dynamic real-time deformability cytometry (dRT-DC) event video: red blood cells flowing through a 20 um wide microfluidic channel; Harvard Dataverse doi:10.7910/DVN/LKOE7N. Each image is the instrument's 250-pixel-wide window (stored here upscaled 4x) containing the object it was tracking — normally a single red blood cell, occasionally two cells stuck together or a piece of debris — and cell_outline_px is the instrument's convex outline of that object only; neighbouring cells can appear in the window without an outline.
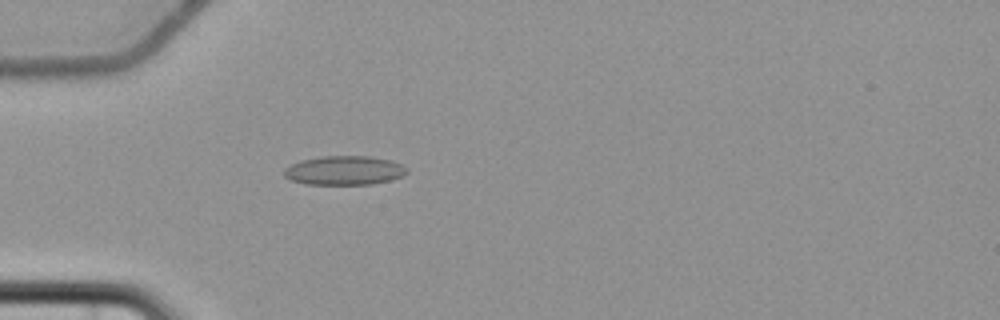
{"species": "common noctule bat (a hibernating species)", "species_latin": "Nyctalus noctula", "temperature_condition": "cold", "stored_images_in_passage": 1, "camera_frame_rate_fps": 3000, "um_per_image_px": 0.085, "animal": {"sex": "female", "body_mass_g": 22.7, "forearm_length_mm": 54.2}, "frame": {"image": 1, "passage_image": 1, "time_ms": 0.0, "image_size_px": [1000, 320], "cell_outline_px": [[408, 172], [404, 176], [372, 184], [308, 184], [292, 180], [284, 176], [284, 168], [300, 160], [324, 156], [368, 156], [392, 160], [408, 168]], "centroid_in_image_um": [29.29, 14.48], "position_along_channel_um": 55.7, "area_um2": 20.75}}